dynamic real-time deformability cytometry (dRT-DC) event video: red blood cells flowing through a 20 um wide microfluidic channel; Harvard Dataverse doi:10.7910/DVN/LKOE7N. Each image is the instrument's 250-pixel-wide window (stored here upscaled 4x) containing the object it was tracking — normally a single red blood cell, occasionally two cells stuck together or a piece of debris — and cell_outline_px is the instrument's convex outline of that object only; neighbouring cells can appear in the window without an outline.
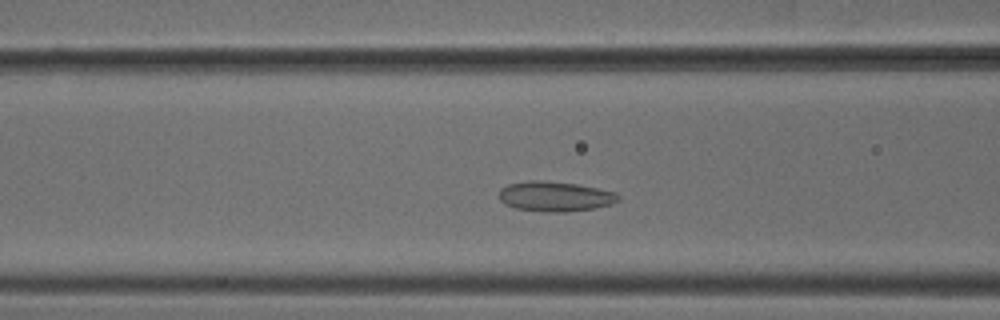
{"species": "common noctule bat (a hibernating species)", "species_latin": "Nyctalus noctula", "temperature_condition": "cold", "stored_images_in_passage": 49, "camera_frame_rate_fps": 3000, "um_per_image_px": 0.085, "animal": {"sex": "male", "body_mass_g": 18.8}, "frame": {"image": 1, "passage_image": 17, "time_ms": 5.333, "image_size_px": [1000, 320], "cell_outline_px": [[620, 200], [612, 204], [596, 208], [564, 212], [544, 212], [516, 208], [504, 204], [500, 200], [500, 188], [508, 184], [532, 180], [544, 180], [576, 184], [616, 192], [620, 196]], "centroid_in_image_um": [47.19, 16.7], "position_along_channel_um": 119.4, "area_um2": 20.92}}
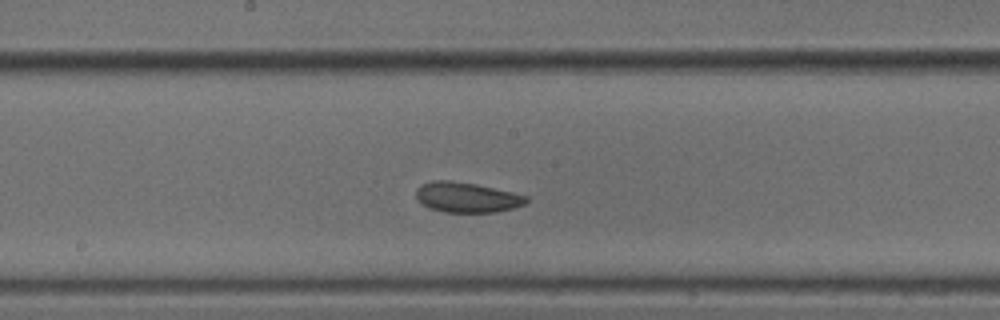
{"frame": {"image": 2, "passage_image": 24, "time_ms": 7.667, "image_size_px": [1000, 320], "cell_outline_px": [[528, 200], [524, 204], [516, 208], [496, 212], [444, 212], [428, 208], [416, 196], [416, 188], [420, 184], [432, 180], [448, 180], [476, 184], [512, 192], [528, 196]], "centroid_in_image_um": [39.68, 16.77], "position_along_channel_um": 208.5, "area_um2": 19.42}}
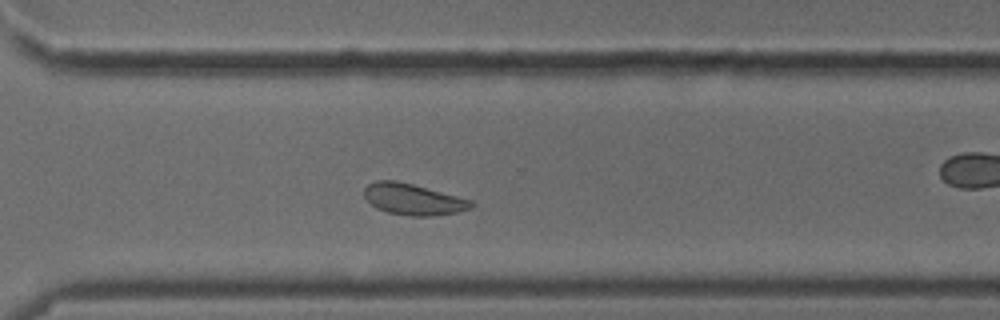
{"frame": {"image": 3, "passage_image": 34, "time_ms": 11.0, "image_size_px": [1000, 320], "cell_outline_px": [[476, 204], [472, 208], [456, 212], [428, 216], [412, 216], [388, 212], [376, 208], [364, 196], [364, 188], [368, 184], [376, 180], [396, 180], [412, 184], [472, 200]], "centroid_in_image_um": [35.12, 16.93], "position_along_channel_um": 335.5, "area_um2": 19.31}, "authors_computed_cell_mechanics": {"area_um2": 20.23, "velocity_mm_per_s": 3.8205, "shape_relaxation_time_tau1_ms": null, "shape_relaxation_time_tau2_ms": 3.5935, "deformation_change_tau1": null, "deformation_change_tau2": 0.092}}